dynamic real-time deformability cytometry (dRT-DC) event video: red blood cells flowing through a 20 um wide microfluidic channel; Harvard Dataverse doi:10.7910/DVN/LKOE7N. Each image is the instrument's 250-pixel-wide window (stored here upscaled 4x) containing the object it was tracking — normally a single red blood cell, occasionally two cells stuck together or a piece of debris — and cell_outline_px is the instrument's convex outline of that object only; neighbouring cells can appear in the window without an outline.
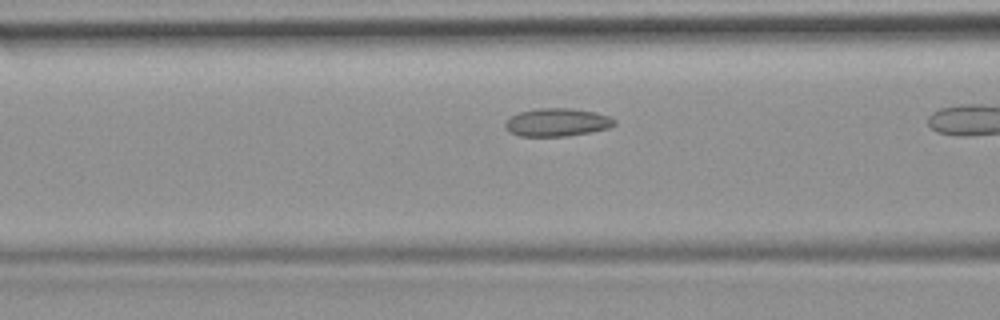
{"species": "common noctule bat (a hibernating species)", "species_latin": "Nyctalus noctula", "temperature_condition": "room temperature", "stored_images_in_passage": 6, "camera_frame_rate_fps": 3000, "um_per_image_px": 0.085, "animal": {"sex": "female", "body_mass_g": 19.9}, "frame": {"image": 1, "passage_image": 5, "time_ms": 1.333, "image_size_px": [1000, 320], "cell_outline_px": [[616, 124], [608, 128], [568, 136], [520, 136], [508, 132], [504, 128], [504, 124], [508, 116], [520, 112], [540, 108], [572, 108], [592, 112], [608, 116], [616, 120]], "centroid_in_image_um": [47.29, 10.4], "position_along_channel_um": 119.3, "area_um2": 17.86}}